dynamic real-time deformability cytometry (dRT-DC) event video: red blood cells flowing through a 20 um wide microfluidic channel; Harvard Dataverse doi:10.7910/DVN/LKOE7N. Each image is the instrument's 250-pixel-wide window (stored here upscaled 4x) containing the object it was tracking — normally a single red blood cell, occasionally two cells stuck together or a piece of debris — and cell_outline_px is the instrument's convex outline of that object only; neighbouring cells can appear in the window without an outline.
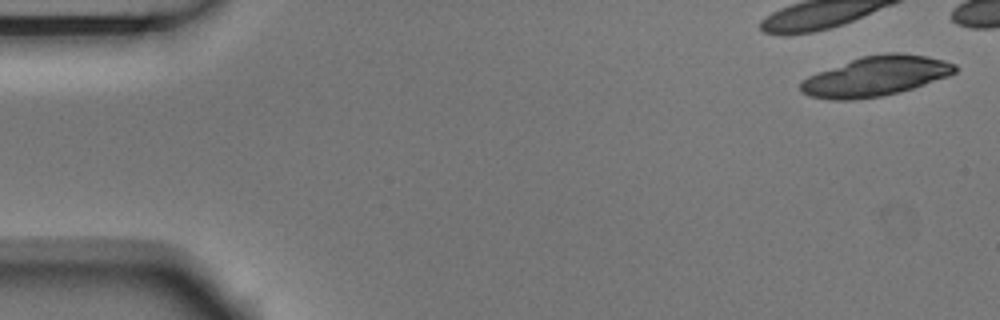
{"species": "Egyptian fruit bat (a non-hibernating species)", "species_latin": "Rousettus aegyptiacus", "temperature_condition": "room temperature", "stored_images_in_passage": 6, "camera_frame_rate_fps": 3000, "um_per_image_px": 0.085, "animal": {"sex": "male"}, "frame": {"image": 1, "passage_image": 1, "time_ms": 0.0, "image_size_px": [1000, 320], "cell_outline_px": [[960, 68], [956, 72], [948, 76], [912, 88], [880, 96], [852, 100], [832, 100], [812, 96], [800, 92], [800, 80], [816, 72], [860, 56], [884, 52], [900, 52], [928, 56], [944, 60], [956, 64]], "centroid_in_image_um": [74.43, 6.45], "position_along_channel_um": 10.6, "area_um2": 36.07}}
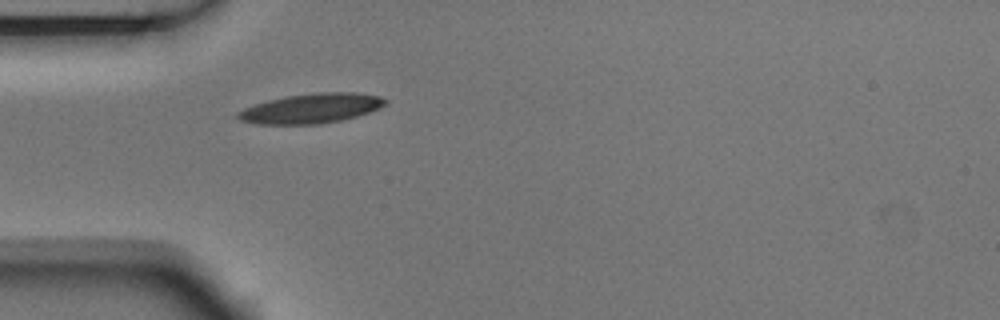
{"frame": {"image": 2, "passage_image": 6, "time_ms": 1.667, "image_size_px": [1000, 320], "cell_outline_px": [[388, 100], [380, 108], [356, 116], [340, 120], [320, 124], [256, 124], [240, 120], [236, 116], [236, 112], [244, 108], [268, 100], [284, 96], [316, 92], [356, 92], [380, 96]], "centroid_in_image_um": [26.44, 9.2], "position_along_channel_um": 58.6, "area_um2": 25.55}}